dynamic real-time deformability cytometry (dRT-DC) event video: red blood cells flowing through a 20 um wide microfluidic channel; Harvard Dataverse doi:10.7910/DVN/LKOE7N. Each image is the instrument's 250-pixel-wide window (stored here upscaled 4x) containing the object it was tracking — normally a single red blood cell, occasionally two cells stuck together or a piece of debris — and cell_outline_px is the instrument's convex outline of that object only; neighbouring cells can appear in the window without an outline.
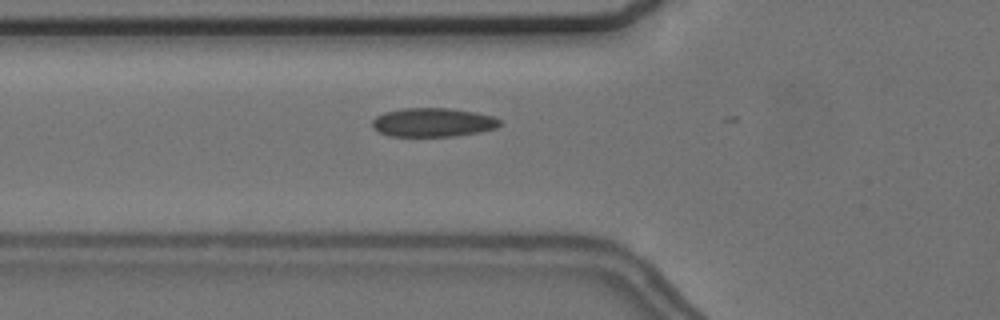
{"species": "common noctule bat (a hibernating species)", "species_latin": "Nyctalus noctula", "temperature_condition": "cold", "stored_images_in_passage": 26, "camera_frame_rate_fps": 3000, "um_per_image_px": 0.085, "animal": {"sex": "female", "body_mass_g": 24.6, "forearm_length_mm": 56.2}, "frame": {"image": 1, "passage_image": 8, "time_ms": 2.333, "image_size_px": [1000, 320], "cell_outline_px": [[500, 124], [496, 128], [480, 132], [456, 136], [388, 136], [372, 128], [372, 120], [376, 116], [384, 112], [404, 108], [448, 108], [476, 112], [492, 116], [500, 120]], "centroid_in_image_um": [36.78, 10.4], "position_along_channel_um": 89.0, "area_um2": 21.5}}